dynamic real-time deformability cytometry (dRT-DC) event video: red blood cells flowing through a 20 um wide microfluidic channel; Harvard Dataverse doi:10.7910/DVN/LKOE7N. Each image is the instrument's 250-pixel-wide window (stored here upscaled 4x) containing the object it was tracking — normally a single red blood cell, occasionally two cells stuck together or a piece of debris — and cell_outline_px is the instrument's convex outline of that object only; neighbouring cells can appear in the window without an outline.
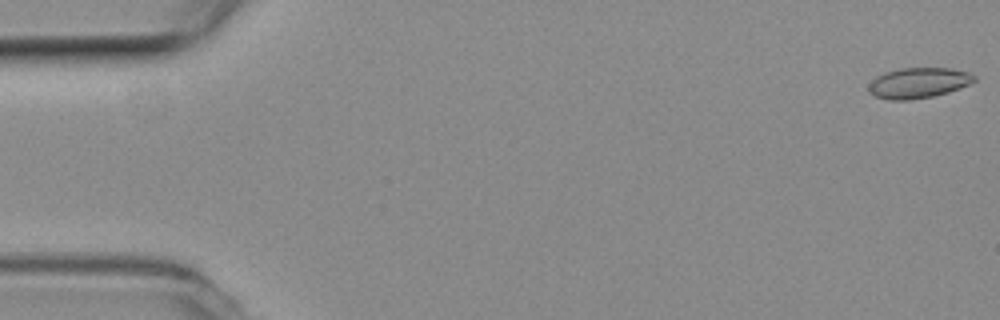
{"species": "common noctule bat (a hibernating species)", "species_latin": "Nyctalus noctula", "temperature_condition": "room temperature", "stored_images_in_passage": 6, "camera_frame_rate_fps": 3000, "um_per_image_px": 0.085, "animal": {"sex": "female", "body_mass_g": 19.3, "forearm_length_mm": 54.1}, "frame": {"image": 1, "passage_image": 1, "time_ms": 0.0, "image_size_px": [1000, 320], "cell_outline_px": [[976, 80], [960, 88], [948, 92], [932, 96], [908, 100], [888, 100], [876, 96], [868, 88], [868, 84], [876, 76], [884, 72], [900, 68], [952, 68], [968, 72], [976, 76]], "centroid_in_image_um": [78.07, 7.03], "position_along_channel_um": 6.9, "area_um2": 18.73}}
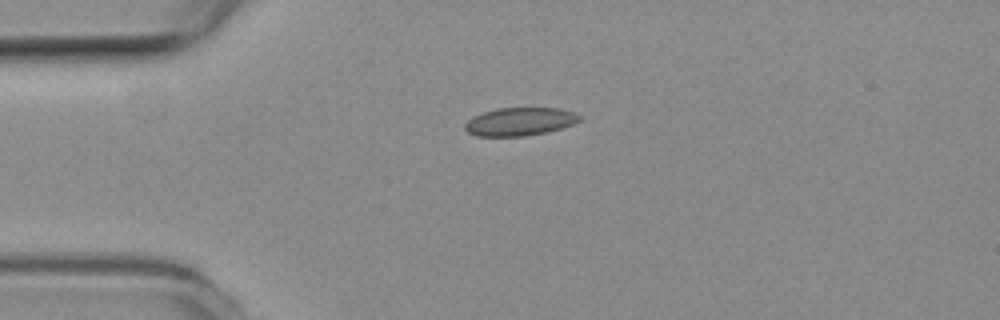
{"frame": {"image": 2, "passage_image": 4, "time_ms": 1.0, "image_size_px": [1000, 320], "cell_outline_px": [[580, 120], [572, 124], [548, 132], [524, 136], [476, 136], [468, 132], [464, 128], [464, 124], [472, 116], [496, 108], [560, 108], [572, 112], [580, 116]], "centroid_in_image_um": [44.14, 10.34], "position_along_channel_um": 40.9, "area_um2": 18.73}}
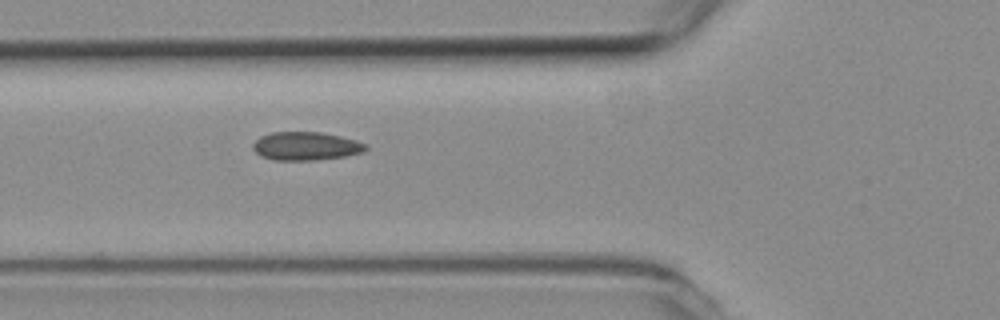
{"frame": {"image": 3, "passage_image": 6, "time_ms": 1.667, "image_size_px": [1000, 320], "cell_outline_px": [[368, 148], [364, 152], [344, 156], [316, 160], [272, 160], [260, 156], [252, 148], [252, 144], [260, 136], [272, 132], [320, 132], [340, 136], [356, 140], [368, 144]], "centroid_in_image_um": [26.0, 12.42], "position_along_channel_um": 99.8, "area_um2": 18.79}}